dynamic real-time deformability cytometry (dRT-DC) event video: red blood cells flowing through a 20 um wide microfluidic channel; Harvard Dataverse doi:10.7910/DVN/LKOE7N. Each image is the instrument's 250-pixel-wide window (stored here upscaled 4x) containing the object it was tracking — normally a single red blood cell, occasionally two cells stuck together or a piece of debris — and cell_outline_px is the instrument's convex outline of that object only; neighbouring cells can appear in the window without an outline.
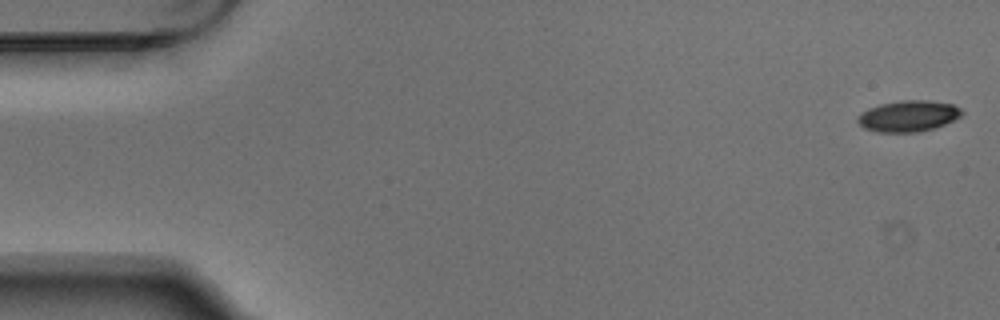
{"species": "Egyptian fruit bat (a non-hibernating species)", "species_latin": "Rousettus aegyptiacus", "temperature_condition": "warm", "stored_images_in_passage": 4, "camera_frame_rate_fps": 3000, "um_per_image_px": 0.085, "animal": {"sex": "male"}, "frame": {"image": 1, "passage_image": 1, "time_ms": 0.0, "image_size_px": [1000, 320], "cell_outline_px": [[964, 112], [960, 116], [936, 128], [920, 132], [876, 132], [864, 128], [856, 120], [856, 116], [860, 112], [868, 108], [880, 104], [900, 100], [928, 100], [952, 104], [960, 108]], "centroid_in_image_um": [77.17, 9.86], "position_along_channel_um": 7.8, "area_um2": 19.07}}